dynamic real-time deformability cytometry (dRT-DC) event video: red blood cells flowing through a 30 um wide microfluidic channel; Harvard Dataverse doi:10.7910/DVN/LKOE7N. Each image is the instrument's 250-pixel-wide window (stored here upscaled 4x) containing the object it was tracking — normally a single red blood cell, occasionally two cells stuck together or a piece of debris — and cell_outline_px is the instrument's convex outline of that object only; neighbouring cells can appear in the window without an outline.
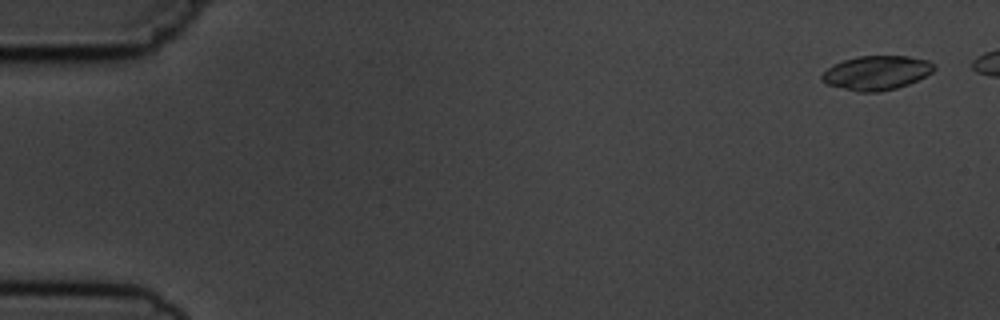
{"species": "common noctule bat (a hibernating species)", "species_latin": "Nyctalus noctula", "temperature_condition": "cold", "stored_images_in_passage": 6, "camera_frame_rate_fps": 3000, "um_per_image_px": 0.085, "animal": {"sex": "male", "body_mass_g": 19.5, "forearm_length_mm": 54.6}, "frame": {"image": 1, "passage_image": 1, "time_ms": 0.0, "image_size_px": [1000, 320], "cell_outline_px": [[936, 68], [932, 72], [908, 84], [896, 88], [880, 92], [860, 92], [828, 84], [820, 80], [820, 76], [828, 68], [844, 60], [860, 56], [908, 56], [928, 60], [936, 64]], "centroid_in_image_um": [74.54, 6.18], "position_along_channel_um": 10.5, "area_um2": 22.14}}
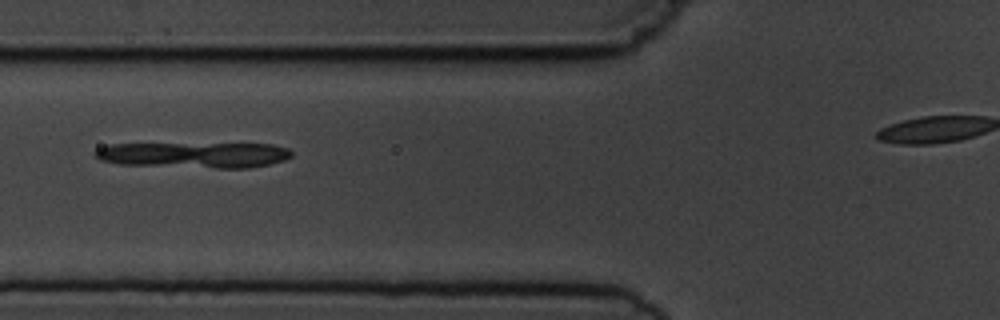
{"frame": {"image": 2, "passage_image": 6, "time_ms": 6.333, "image_size_px": [1000, 320], "cell_outline_px": [[292, 156], [284, 160], [268, 164], [248, 168], [216, 168], [120, 164], [100, 160], [92, 156], [92, 152], [96, 148], [108, 144], [272, 144], [288, 148], [292, 152]], "centroid_in_image_um": [16.45, 13.17], "position_along_channel_um": 109.4, "area_um2": 29.54}}